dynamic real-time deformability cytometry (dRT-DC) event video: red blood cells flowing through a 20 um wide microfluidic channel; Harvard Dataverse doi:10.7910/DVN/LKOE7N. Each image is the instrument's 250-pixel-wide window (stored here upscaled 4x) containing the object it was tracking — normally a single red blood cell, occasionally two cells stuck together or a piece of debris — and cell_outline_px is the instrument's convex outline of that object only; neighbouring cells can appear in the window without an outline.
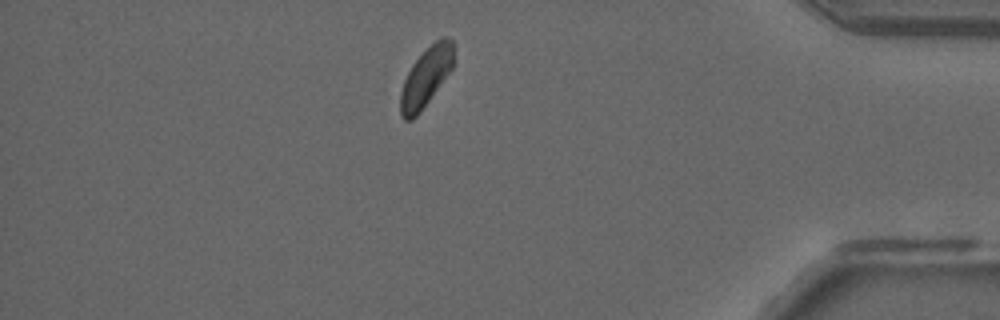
{"species": "common noctule bat (a hibernating species)", "species_latin": "Nyctalus noctula", "temperature_condition": "room temperature", "stored_images_in_passage": 49, "camera_frame_rate_fps": 3000, "um_per_image_px": 0.085, "animal": {"sex": "male", "forearm_length_mm": 52.5}, "frame": {"image": 1, "passage_image": 42, "time_ms": 13.667, "image_size_px": [1000, 320], "cell_outline_px": [[452, 68], [416, 116], [412, 120], [404, 120], [400, 116], [400, 92], [404, 80], [412, 64], [440, 36], [444, 36], [452, 40]], "centroid_in_image_um": [36.16, 6.57], "position_along_channel_um": 399.0, "area_um2": 17.69}, "authors_computed_cell_mechanics": {"area_um2": 19.2474, "velocity_mm_per_s": 3.9325, "shape_relaxation_time_tau1_ms": 7.4147, "shape_relaxation_time_tau2_ms": null, "deformation_change_tau1": 0.0815, "deformation_change_tau2": null}}